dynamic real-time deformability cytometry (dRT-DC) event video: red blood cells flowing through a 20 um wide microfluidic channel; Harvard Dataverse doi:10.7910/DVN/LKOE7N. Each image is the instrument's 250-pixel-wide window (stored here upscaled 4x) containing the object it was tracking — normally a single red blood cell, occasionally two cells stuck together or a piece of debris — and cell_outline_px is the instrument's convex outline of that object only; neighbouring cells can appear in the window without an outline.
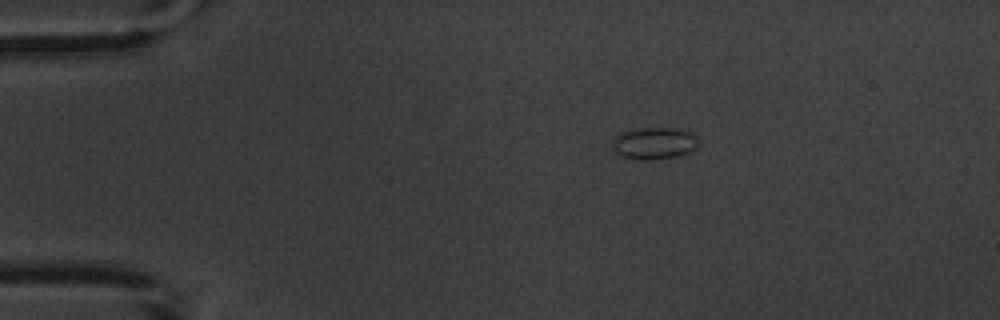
{"species": "common noctule bat (a hibernating species)", "species_latin": "Nyctalus noctula", "temperature_condition": "warm", "stored_images_in_passage": 3, "camera_frame_rate_fps": 3000, "um_per_image_px": 0.085, "animal": {"sex": "male", "body_mass_g": 20.1, "forearm_length_mm": 53.5}, "frame": {"image": 1, "passage_image": 1, "time_ms": 0.0, "image_size_px": [1000, 320], "cell_outline_px": [[700, 144], [696, 148], [688, 152], [676, 156], [648, 160], [644, 160], [624, 156], [616, 152], [616, 136], [620, 132], [640, 128], [672, 128], [688, 132], [696, 136], [700, 140]], "centroid_in_image_um": [55.69, 12.16], "position_along_channel_um": 29.3, "area_um2": 15.55}}
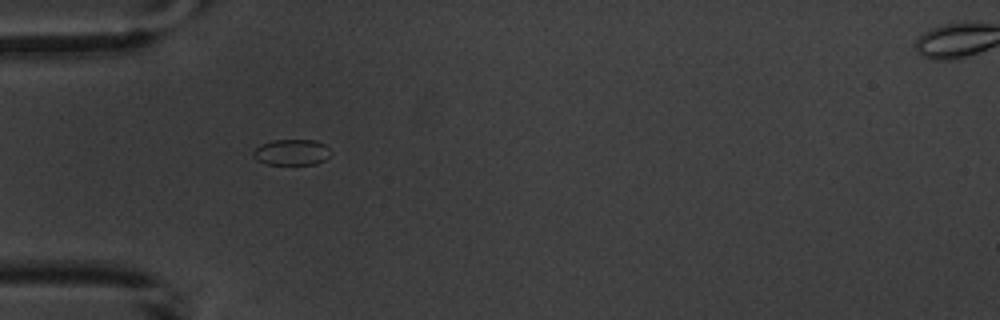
{"frame": {"image": 2, "passage_image": 3, "time_ms": 2.333, "image_size_px": [1000, 320], "cell_outline_px": [[328, 156], [324, 160], [316, 164], [268, 164], [256, 160], [252, 156], [252, 152], [260, 144], [272, 140], [316, 140], [324, 144], [328, 148]], "centroid_in_image_um": [24.74, 12.93], "position_along_channel_um": 60.3, "area_um2": 11.62}}